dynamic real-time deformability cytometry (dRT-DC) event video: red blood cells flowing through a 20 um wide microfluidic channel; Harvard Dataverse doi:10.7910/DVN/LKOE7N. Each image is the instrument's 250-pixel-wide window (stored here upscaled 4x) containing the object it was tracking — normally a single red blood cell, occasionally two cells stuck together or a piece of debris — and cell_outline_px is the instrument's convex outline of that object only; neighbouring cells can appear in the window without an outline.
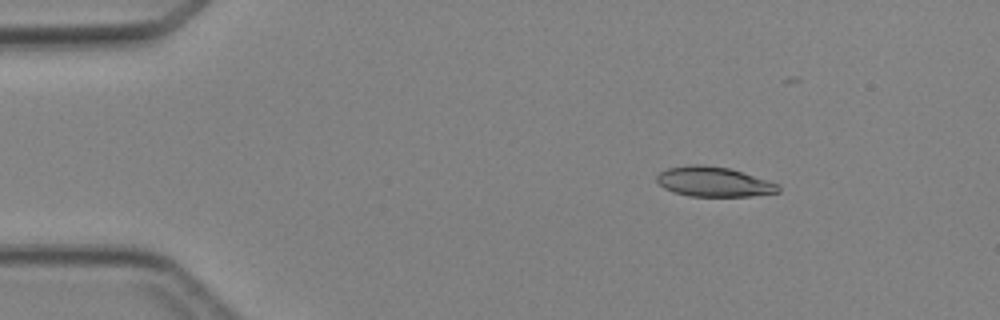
{"species": "Egyptian fruit bat (a non-hibernating species)", "species_latin": "Rousettus aegyptiacus", "temperature_condition": "cold", "stored_images_in_passage": 3, "camera_frame_rate_fps": 3000, "um_per_image_px": 0.085, "animal": {"sex": "female"}, "frame": {"image": 1, "passage_image": 1, "time_ms": 0.0, "image_size_px": [1000, 320], "cell_outline_px": [[780, 192], [752, 196], [688, 196], [672, 192], [664, 188], [656, 180], [656, 176], [660, 172], [668, 168], [688, 164], [704, 164], [728, 168], [780, 184]], "centroid_in_image_um": [60.65, 15.45], "position_along_channel_um": 24.3, "area_um2": 21.21}}
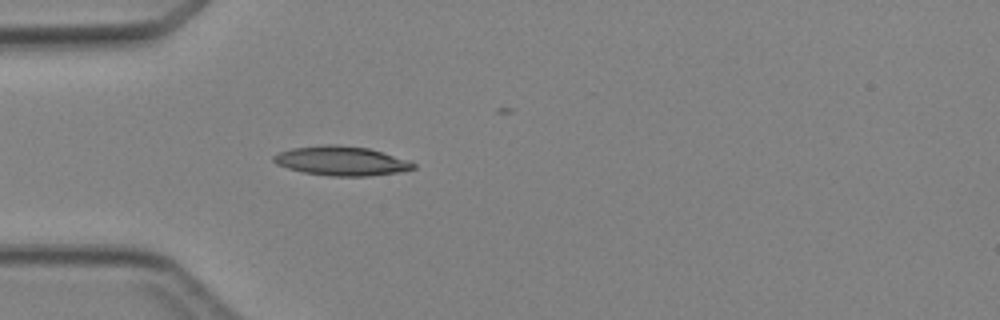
{"frame": {"image": 2, "passage_image": 3, "time_ms": 2.333, "image_size_px": [1000, 320], "cell_outline_px": [[416, 168], [400, 172], [368, 176], [328, 176], [304, 172], [288, 168], [276, 164], [272, 160], [272, 156], [280, 152], [292, 148], [324, 144], [336, 144], [368, 148], [408, 160], [416, 164]], "centroid_in_image_um": [29.01, 13.67], "position_along_channel_um": 56.0, "area_um2": 23.87}}